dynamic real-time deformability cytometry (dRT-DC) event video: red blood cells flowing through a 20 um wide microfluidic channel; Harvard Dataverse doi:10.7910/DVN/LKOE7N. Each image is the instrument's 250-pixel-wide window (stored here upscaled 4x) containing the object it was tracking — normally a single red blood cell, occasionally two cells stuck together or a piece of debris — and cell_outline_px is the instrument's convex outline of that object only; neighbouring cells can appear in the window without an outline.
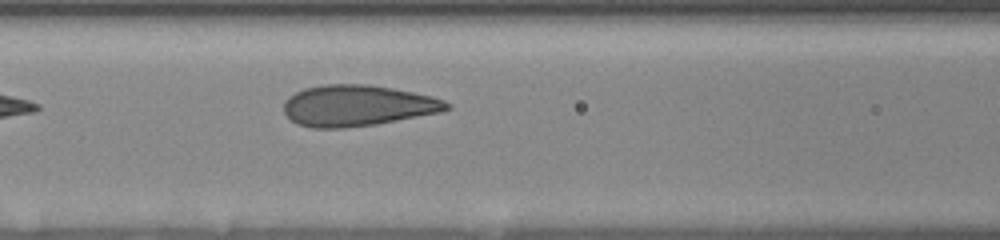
{"species": "human", "species_latin": "Homo sapiens", "temperature_condition": "room temperature", "stored_images_in_passage": 28, "camera_frame_rate_fps": 3000, "um_per_image_px": 0.085, "donor": {"sex": "female"}, "frame": {"image": 1, "passage_image": 12, "time_ms": 5.667, "image_size_px": [1000, 240], "cell_outline_px": [[452, 108], [440, 112], [376, 124], [344, 128], [312, 128], [296, 124], [284, 112], [284, 100], [288, 96], [304, 88], [324, 84], [368, 84], [392, 88], [432, 96], [444, 100], [452, 104]], "centroid_in_image_um": [30.37, 8.97], "position_along_channel_um": 136.2, "area_um2": 39.13}}
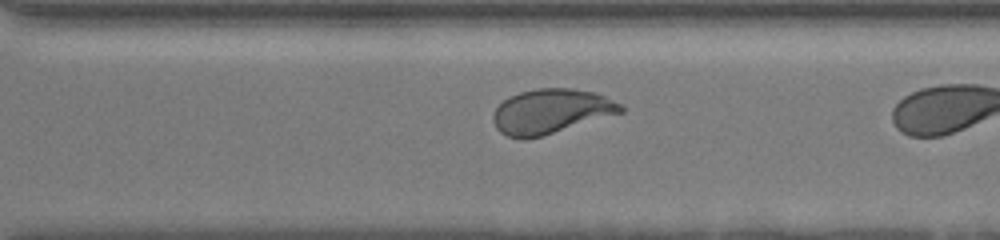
{"frame": {"image": 2, "passage_image": 24, "time_ms": 10.0, "image_size_px": [1000, 240], "cell_outline_px": [[624, 112], [540, 136], [524, 140], [520, 140], [508, 136], [500, 132], [496, 128], [492, 120], [492, 116], [496, 108], [504, 100], [520, 92], [536, 88], [572, 88], [596, 92], [620, 104], [624, 108]], "centroid_in_image_um": [46.81, 9.46], "position_along_channel_um": 323.8, "area_um2": 33.0}}